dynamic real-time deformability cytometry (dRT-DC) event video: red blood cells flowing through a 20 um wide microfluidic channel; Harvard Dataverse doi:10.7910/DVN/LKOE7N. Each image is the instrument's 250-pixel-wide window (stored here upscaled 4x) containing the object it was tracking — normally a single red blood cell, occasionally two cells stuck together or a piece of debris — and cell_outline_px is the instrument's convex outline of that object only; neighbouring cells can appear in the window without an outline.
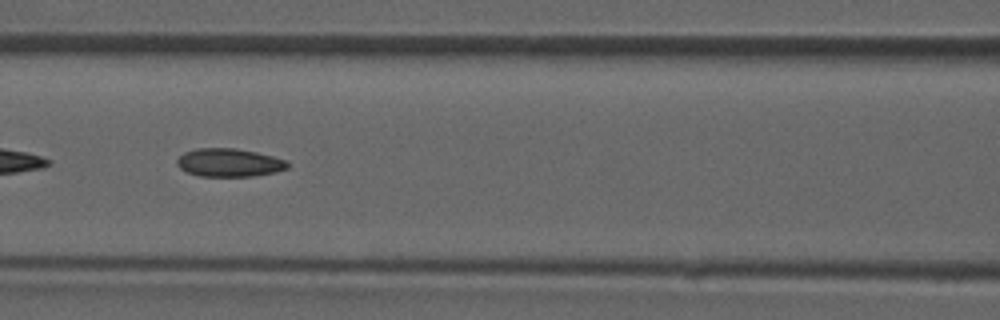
{"species": "common noctule bat (a hibernating species)", "species_latin": "Nyctalus noctula", "temperature_condition": "room temperature", "stored_images_in_passage": 47, "camera_frame_rate_fps": 3000, "um_per_image_px": 0.085, "animal": {"sex": "male", "forearm_length_mm": 52.5}, "frame": {"image": 1, "passage_image": 21, "time_ms": 6.667, "image_size_px": [1000, 320], "cell_outline_px": [[288, 168], [276, 172], [252, 176], [200, 176], [188, 172], [180, 168], [176, 164], [176, 160], [184, 152], [196, 148], [236, 148], [256, 152], [288, 160]], "centroid_in_image_um": [19.48, 13.81], "position_along_channel_um": 147.1, "area_um2": 18.21}}